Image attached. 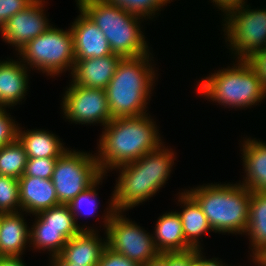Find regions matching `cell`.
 Instances as JSON below:
<instances>
[{"label":"cell","mask_w":266,"mask_h":266,"mask_svg":"<svg viewBox=\"0 0 266 266\" xmlns=\"http://www.w3.org/2000/svg\"><path fill=\"white\" fill-rule=\"evenodd\" d=\"M76 4L103 32L111 51L125 57L151 53L141 31L142 17L134 15L104 0H76ZM141 21V22H140Z\"/></svg>","instance_id":"5"},{"label":"cell","mask_w":266,"mask_h":266,"mask_svg":"<svg viewBox=\"0 0 266 266\" xmlns=\"http://www.w3.org/2000/svg\"><path fill=\"white\" fill-rule=\"evenodd\" d=\"M102 175L95 153L66 150L57 158L51 178L59 203L68 204Z\"/></svg>","instance_id":"10"},{"label":"cell","mask_w":266,"mask_h":266,"mask_svg":"<svg viewBox=\"0 0 266 266\" xmlns=\"http://www.w3.org/2000/svg\"><path fill=\"white\" fill-rule=\"evenodd\" d=\"M258 73L266 89V48L254 52L246 59Z\"/></svg>","instance_id":"35"},{"label":"cell","mask_w":266,"mask_h":266,"mask_svg":"<svg viewBox=\"0 0 266 266\" xmlns=\"http://www.w3.org/2000/svg\"><path fill=\"white\" fill-rule=\"evenodd\" d=\"M200 205L215 233L245 234L251 192L241 183L204 184L186 190Z\"/></svg>","instance_id":"4"},{"label":"cell","mask_w":266,"mask_h":266,"mask_svg":"<svg viewBox=\"0 0 266 266\" xmlns=\"http://www.w3.org/2000/svg\"><path fill=\"white\" fill-rule=\"evenodd\" d=\"M17 53L18 59L25 66L35 68L47 76L54 77L67 70H71L72 73L75 64L72 31L55 28L52 24L43 34L29 41Z\"/></svg>","instance_id":"7"},{"label":"cell","mask_w":266,"mask_h":266,"mask_svg":"<svg viewBox=\"0 0 266 266\" xmlns=\"http://www.w3.org/2000/svg\"><path fill=\"white\" fill-rule=\"evenodd\" d=\"M235 59L232 67L221 68L198 82V94L234 109H244L261 103L266 89L258 73L246 59Z\"/></svg>","instance_id":"6"},{"label":"cell","mask_w":266,"mask_h":266,"mask_svg":"<svg viewBox=\"0 0 266 266\" xmlns=\"http://www.w3.org/2000/svg\"><path fill=\"white\" fill-rule=\"evenodd\" d=\"M105 176L106 175L103 174L93 185H91L85 191L81 192L77 197H75L67 204L74 216L77 226L82 231H94L92 227L88 228L84 225L81 226L80 224H78L77 219L79 218L80 214H82L83 216L95 215L96 209H98L97 207L99 204V200H97L98 192H96L98 190L97 187L100 182L102 184V180Z\"/></svg>","instance_id":"27"},{"label":"cell","mask_w":266,"mask_h":266,"mask_svg":"<svg viewBox=\"0 0 266 266\" xmlns=\"http://www.w3.org/2000/svg\"><path fill=\"white\" fill-rule=\"evenodd\" d=\"M252 262L257 266H266V247L258 251L254 256L251 254Z\"/></svg>","instance_id":"39"},{"label":"cell","mask_w":266,"mask_h":266,"mask_svg":"<svg viewBox=\"0 0 266 266\" xmlns=\"http://www.w3.org/2000/svg\"><path fill=\"white\" fill-rule=\"evenodd\" d=\"M0 210L6 213L21 211L18 179L0 175Z\"/></svg>","instance_id":"29"},{"label":"cell","mask_w":266,"mask_h":266,"mask_svg":"<svg viewBox=\"0 0 266 266\" xmlns=\"http://www.w3.org/2000/svg\"><path fill=\"white\" fill-rule=\"evenodd\" d=\"M18 124L7 113L6 108L0 107V148L17 139Z\"/></svg>","instance_id":"31"},{"label":"cell","mask_w":266,"mask_h":266,"mask_svg":"<svg viewBox=\"0 0 266 266\" xmlns=\"http://www.w3.org/2000/svg\"><path fill=\"white\" fill-rule=\"evenodd\" d=\"M241 148L245 177L239 181L250 191L266 192V143L245 138Z\"/></svg>","instance_id":"18"},{"label":"cell","mask_w":266,"mask_h":266,"mask_svg":"<svg viewBox=\"0 0 266 266\" xmlns=\"http://www.w3.org/2000/svg\"><path fill=\"white\" fill-rule=\"evenodd\" d=\"M49 266H81V265H78V264H50Z\"/></svg>","instance_id":"41"},{"label":"cell","mask_w":266,"mask_h":266,"mask_svg":"<svg viewBox=\"0 0 266 266\" xmlns=\"http://www.w3.org/2000/svg\"><path fill=\"white\" fill-rule=\"evenodd\" d=\"M17 139L23 145L28 158H58L67 149L56 134L47 130H22L18 126Z\"/></svg>","instance_id":"22"},{"label":"cell","mask_w":266,"mask_h":266,"mask_svg":"<svg viewBox=\"0 0 266 266\" xmlns=\"http://www.w3.org/2000/svg\"><path fill=\"white\" fill-rule=\"evenodd\" d=\"M202 253L201 249H196V258L189 264V266H226L221 259H207Z\"/></svg>","instance_id":"36"},{"label":"cell","mask_w":266,"mask_h":266,"mask_svg":"<svg viewBox=\"0 0 266 266\" xmlns=\"http://www.w3.org/2000/svg\"><path fill=\"white\" fill-rule=\"evenodd\" d=\"M34 215L36 218L31 228L62 229V234L68 240L82 231L67 204H59Z\"/></svg>","instance_id":"24"},{"label":"cell","mask_w":266,"mask_h":266,"mask_svg":"<svg viewBox=\"0 0 266 266\" xmlns=\"http://www.w3.org/2000/svg\"><path fill=\"white\" fill-rule=\"evenodd\" d=\"M96 266H141L140 264L129 260L120 253L111 250L107 246L103 250L100 261Z\"/></svg>","instance_id":"33"},{"label":"cell","mask_w":266,"mask_h":266,"mask_svg":"<svg viewBox=\"0 0 266 266\" xmlns=\"http://www.w3.org/2000/svg\"><path fill=\"white\" fill-rule=\"evenodd\" d=\"M222 26L225 42H229L234 59H247L266 48V8L251 9L244 5L224 15Z\"/></svg>","instance_id":"9"},{"label":"cell","mask_w":266,"mask_h":266,"mask_svg":"<svg viewBox=\"0 0 266 266\" xmlns=\"http://www.w3.org/2000/svg\"><path fill=\"white\" fill-rule=\"evenodd\" d=\"M18 183L22 212L34 216L42 210L60 204L51 179L21 176Z\"/></svg>","instance_id":"17"},{"label":"cell","mask_w":266,"mask_h":266,"mask_svg":"<svg viewBox=\"0 0 266 266\" xmlns=\"http://www.w3.org/2000/svg\"><path fill=\"white\" fill-rule=\"evenodd\" d=\"M44 4L45 0H35L27 8L13 15L0 30L3 41L15 47L18 52L29 41L50 28L49 19L43 9Z\"/></svg>","instance_id":"12"},{"label":"cell","mask_w":266,"mask_h":266,"mask_svg":"<svg viewBox=\"0 0 266 266\" xmlns=\"http://www.w3.org/2000/svg\"><path fill=\"white\" fill-rule=\"evenodd\" d=\"M182 211H177L180 216L185 241L195 249H203L200 242V236L208 232H213L209 222L203 213L198 202L186 191L178 196ZM202 247V248H201Z\"/></svg>","instance_id":"19"},{"label":"cell","mask_w":266,"mask_h":266,"mask_svg":"<svg viewBox=\"0 0 266 266\" xmlns=\"http://www.w3.org/2000/svg\"><path fill=\"white\" fill-rule=\"evenodd\" d=\"M96 231H81L69 239L60 254L51 258L50 263L96 266L106 247V236L102 239Z\"/></svg>","instance_id":"13"},{"label":"cell","mask_w":266,"mask_h":266,"mask_svg":"<svg viewBox=\"0 0 266 266\" xmlns=\"http://www.w3.org/2000/svg\"><path fill=\"white\" fill-rule=\"evenodd\" d=\"M148 115L113 118L102 128L95 154L103 174L138 160L164 143L156 121Z\"/></svg>","instance_id":"1"},{"label":"cell","mask_w":266,"mask_h":266,"mask_svg":"<svg viewBox=\"0 0 266 266\" xmlns=\"http://www.w3.org/2000/svg\"><path fill=\"white\" fill-rule=\"evenodd\" d=\"M157 219L153 239L160 253L186 251L192 248L185 241L182 222L176 211L166 212Z\"/></svg>","instance_id":"21"},{"label":"cell","mask_w":266,"mask_h":266,"mask_svg":"<svg viewBox=\"0 0 266 266\" xmlns=\"http://www.w3.org/2000/svg\"><path fill=\"white\" fill-rule=\"evenodd\" d=\"M122 58L113 53L99 58L76 60L70 73L71 81L87 88L105 89Z\"/></svg>","instance_id":"15"},{"label":"cell","mask_w":266,"mask_h":266,"mask_svg":"<svg viewBox=\"0 0 266 266\" xmlns=\"http://www.w3.org/2000/svg\"><path fill=\"white\" fill-rule=\"evenodd\" d=\"M67 241L62 229L31 228L28 246L32 245L34 249L50 252L51 259L60 254Z\"/></svg>","instance_id":"26"},{"label":"cell","mask_w":266,"mask_h":266,"mask_svg":"<svg viewBox=\"0 0 266 266\" xmlns=\"http://www.w3.org/2000/svg\"><path fill=\"white\" fill-rule=\"evenodd\" d=\"M253 256L266 247V192H251L247 230Z\"/></svg>","instance_id":"23"},{"label":"cell","mask_w":266,"mask_h":266,"mask_svg":"<svg viewBox=\"0 0 266 266\" xmlns=\"http://www.w3.org/2000/svg\"><path fill=\"white\" fill-rule=\"evenodd\" d=\"M62 97L63 118L76 124H101L105 126L113 118L107 103L105 89L87 88L72 81Z\"/></svg>","instance_id":"11"},{"label":"cell","mask_w":266,"mask_h":266,"mask_svg":"<svg viewBox=\"0 0 266 266\" xmlns=\"http://www.w3.org/2000/svg\"><path fill=\"white\" fill-rule=\"evenodd\" d=\"M175 151L164 143L134 162L121 165L113 191L116 211H127L146 200L167 183L175 161Z\"/></svg>","instance_id":"2"},{"label":"cell","mask_w":266,"mask_h":266,"mask_svg":"<svg viewBox=\"0 0 266 266\" xmlns=\"http://www.w3.org/2000/svg\"><path fill=\"white\" fill-rule=\"evenodd\" d=\"M141 266H166V252L160 253L158 257L149 260Z\"/></svg>","instance_id":"40"},{"label":"cell","mask_w":266,"mask_h":266,"mask_svg":"<svg viewBox=\"0 0 266 266\" xmlns=\"http://www.w3.org/2000/svg\"><path fill=\"white\" fill-rule=\"evenodd\" d=\"M78 10L80 14L69 27L74 37L75 61L113 54L103 32L81 9Z\"/></svg>","instance_id":"14"},{"label":"cell","mask_w":266,"mask_h":266,"mask_svg":"<svg viewBox=\"0 0 266 266\" xmlns=\"http://www.w3.org/2000/svg\"><path fill=\"white\" fill-rule=\"evenodd\" d=\"M35 0H0V30L16 13L24 10Z\"/></svg>","instance_id":"32"},{"label":"cell","mask_w":266,"mask_h":266,"mask_svg":"<svg viewBox=\"0 0 266 266\" xmlns=\"http://www.w3.org/2000/svg\"><path fill=\"white\" fill-rule=\"evenodd\" d=\"M27 153L18 139L0 148V175L19 179L25 172Z\"/></svg>","instance_id":"25"},{"label":"cell","mask_w":266,"mask_h":266,"mask_svg":"<svg viewBox=\"0 0 266 266\" xmlns=\"http://www.w3.org/2000/svg\"><path fill=\"white\" fill-rule=\"evenodd\" d=\"M105 2L119 6L125 11L137 15L139 17L151 19L156 17L158 11L163 6L169 4L170 0H104ZM147 16V17H146ZM151 16V17H150ZM153 16V17H152Z\"/></svg>","instance_id":"28"},{"label":"cell","mask_w":266,"mask_h":266,"mask_svg":"<svg viewBox=\"0 0 266 266\" xmlns=\"http://www.w3.org/2000/svg\"><path fill=\"white\" fill-rule=\"evenodd\" d=\"M196 258V249L166 252V266H189Z\"/></svg>","instance_id":"34"},{"label":"cell","mask_w":266,"mask_h":266,"mask_svg":"<svg viewBox=\"0 0 266 266\" xmlns=\"http://www.w3.org/2000/svg\"><path fill=\"white\" fill-rule=\"evenodd\" d=\"M22 213H6L3 217L0 226V256H22L26 250L30 228Z\"/></svg>","instance_id":"20"},{"label":"cell","mask_w":266,"mask_h":266,"mask_svg":"<svg viewBox=\"0 0 266 266\" xmlns=\"http://www.w3.org/2000/svg\"><path fill=\"white\" fill-rule=\"evenodd\" d=\"M109 202L102 219L106 246L140 265L158 257L160 252L155 246L153 234L123 216V211H116L113 194Z\"/></svg>","instance_id":"8"},{"label":"cell","mask_w":266,"mask_h":266,"mask_svg":"<svg viewBox=\"0 0 266 266\" xmlns=\"http://www.w3.org/2000/svg\"><path fill=\"white\" fill-rule=\"evenodd\" d=\"M151 55L152 53H149L121 59L115 74L105 88L112 118L147 114V101H150L151 91L154 90L155 71H157L152 67L154 64L152 65Z\"/></svg>","instance_id":"3"},{"label":"cell","mask_w":266,"mask_h":266,"mask_svg":"<svg viewBox=\"0 0 266 266\" xmlns=\"http://www.w3.org/2000/svg\"><path fill=\"white\" fill-rule=\"evenodd\" d=\"M0 266H26L21 256H0Z\"/></svg>","instance_id":"38"},{"label":"cell","mask_w":266,"mask_h":266,"mask_svg":"<svg viewBox=\"0 0 266 266\" xmlns=\"http://www.w3.org/2000/svg\"><path fill=\"white\" fill-rule=\"evenodd\" d=\"M0 61V107H14L22 102L28 91L29 71L21 60Z\"/></svg>","instance_id":"16"},{"label":"cell","mask_w":266,"mask_h":266,"mask_svg":"<svg viewBox=\"0 0 266 266\" xmlns=\"http://www.w3.org/2000/svg\"><path fill=\"white\" fill-rule=\"evenodd\" d=\"M214 6L218 7L225 15L232 9L244 6L247 2L245 0H211Z\"/></svg>","instance_id":"37"},{"label":"cell","mask_w":266,"mask_h":266,"mask_svg":"<svg viewBox=\"0 0 266 266\" xmlns=\"http://www.w3.org/2000/svg\"><path fill=\"white\" fill-rule=\"evenodd\" d=\"M57 158H28L22 176L51 179Z\"/></svg>","instance_id":"30"},{"label":"cell","mask_w":266,"mask_h":266,"mask_svg":"<svg viewBox=\"0 0 266 266\" xmlns=\"http://www.w3.org/2000/svg\"><path fill=\"white\" fill-rule=\"evenodd\" d=\"M5 214H6V212L0 210V226H1V222H2V219L5 216Z\"/></svg>","instance_id":"42"}]
</instances>
